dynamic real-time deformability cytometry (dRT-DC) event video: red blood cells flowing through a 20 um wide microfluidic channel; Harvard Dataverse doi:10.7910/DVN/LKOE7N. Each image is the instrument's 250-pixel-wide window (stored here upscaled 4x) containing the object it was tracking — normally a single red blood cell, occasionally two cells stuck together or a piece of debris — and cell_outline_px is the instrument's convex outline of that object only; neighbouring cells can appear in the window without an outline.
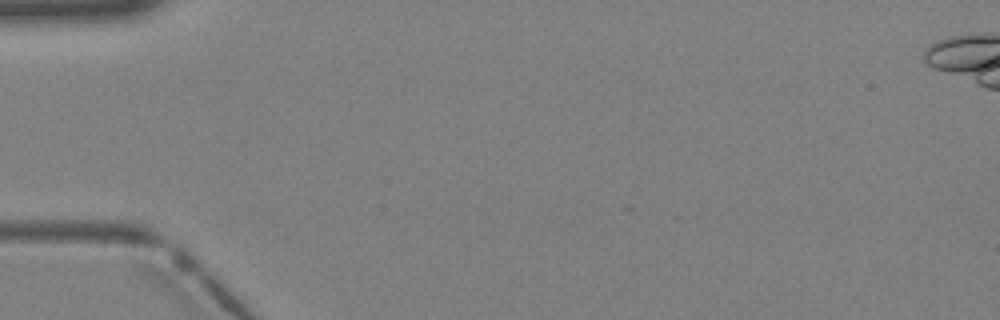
{"species": "Egyptian fruit bat (a non-hibernating species)", "species_latin": "Rousettus aegyptiacus", "temperature_condition": "warm", "stored_images_in_passage": 1, "camera_frame_rate_fps": 3000, "um_per_image_px": 0.085, "animal": {"sex": "female"}, "frame": {"image": 1, "passage_image": 1, "time_ms": 0.0, "image_size_px": [1000, 320], "cell_outline_px": [[240, 44], [236, 56], [208, 88], [184, 100], [164, 104], [160, 100], [172, 80], [176, 76], [220, 40], [228, 36], [232, 36]], "centroid_in_image_um": [17.17, 6.07], "position_along_channel_um": 67.8, "area_um2": 15.95}}